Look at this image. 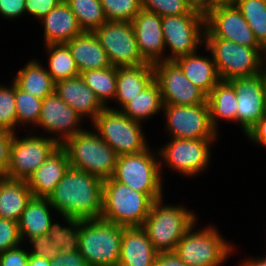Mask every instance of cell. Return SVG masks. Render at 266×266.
<instances>
[{
  "mask_svg": "<svg viewBox=\"0 0 266 266\" xmlns=\"http://www.w3.org/2000/svg\"><path fill=\"white\" fill-rule=\"evenodd\" d=\"M47 199L63 216L78 220L100 219L103 180L70 167Z\"/></svg>",
  "mask_w": 266,
  "mask_h": 266,
  "instance_id": "1",
  "label": "cell"
},
{
  "mask_svg": "<svg viewBox=\"0 0 266 266\" xmlns=\"http://www.w3.org/2000/svg\"><path fill=\"white\" fill-rule=\"evenodd\" d=\"M153 199L146 193L133 190L113 180L103 181V199L100 219L121 227L143 226Z\"/></svg>",
  "mask_w": 266,
  "mask_h": 266,
  "instance_id": "2",
  "label": "cell"
},
{
  "mask_svg": "<svg viewBox=\"0 0 266 266\" xmlns=\"http://www.w3.org/2000/svg\"><path fill=\"white\" fill-rule=\"evenodd\" d=\"M124 227L102 219L79 220V252L89 266H118Z\"/></svg>",
  "mask_w": 266,
  "mask_h": 266,
  "instance_id": "3",
  "label": "cell"
},
{
  "mask_svg": "<svg viewBox=\"0 0 266 266\" xmlns=\"http://www.w3.org/2000/svg\"><path fill=\"white\" fill-rule=\"evenodd\" d=\"M195 217L182 206L162 205L161 198L153 201L142 227L158 253L174 252L177 243L196 223Z\"/></svg>",
  "mask_w": 266,
  "mask_h": 266,
  "instance_id": "4",
  "label": "cell"
},
{
  "mask_svg": "<svg viewBox=\"0 0 266 266\" xmlns=\"http://www.w3.org/2000/svg\"><path fill=\"white\" fill-rule=\"evenodd\" d=\"M61 146L68 154L71 168L85 171L103 181L112 177L118 156L98 133L83 130Z\"/></svg>",
  "mask_w": 266,
  "mask_h": 266,
  "instance_id": "5",
  "label": "cell"
},
{
  "mask_svg": "<svg viewBox=\"0 0 266 266\" xmlns=\"http://www.w3.org/2000/svg\"><path fill=\"white\" fill-rule=\"evenodd\" d=\"M204 39L221 80L251 77L264 72V47H247L221 38Z\"/></svg>",
  "mask_w": 266,
  "mask_h": 266,
  "instance_id": "6",
  "label": "cell"
},
{
  "mask_svg": "<svg viewBox=\"0 0 266 266\" xmlns=\"http://www.w3.org/2000/svg\"><path fill=\"white\" fill-rule=\"evenodd\" d=\"M160 167L161 163H158L147 147L139 153L118 156L111 178L158 200L163 197Z\"/></svg>",
  "mask_w": 266,
  "mask_h": 266,
  "instance_id": "7",
  "label": "cell"
},
{
  "mask_svg": "<svg viewBox=\"0 0 266 266\" xmlns=\"http://www.w3.org/2000/svg\"><path fill=\"white\" fill-rule=\"evenodd\" d=\"M92 124L117 156L139 153L148 146L141 124L120 110L105 107L97 114Z\"/></svg>",
  "mask_w": 266,
  "mask_h": 266,
  "instance_id": "8",
  "label": "cell"
},
{
  "mask_svg": "<svg viewBox=\"0 0 266 266\" xmlns=\"http://www.w3.org/2000/svg\"><path fill=\"white\" fill-rule=\"evenodd\" d=\"M193 227L195 224L184 234L174 251L187 266H218L227 260L233 248L214 227L192 232Z\"/></svg>",
  "mask_w": 266,
  "mask_h": 266,
  "instance_id": "9",
  "label": "cell"
},
{
  "mask_svg": "<svg viewBox=\"0 0 266 266\" xmlns=\"http://www.w3.org/2000/svg\"><path fill=\"white\" fill-rule=\"evenodd\" d=\"M114 67L138 66L146 62L140 55L131 22L106 21L93 31Z\"/></svg>",
  "mask_w": 266,
  "mask_h": 266,
  "instance_id": "10",
  "label": "cell"
},
{
  "mask_svg": "<svg viewBox=\"0 0 266 266\" xmlns=\"http://www.w3.org/2000/svg\"><path fill=\"white\" fill-rule=\"evenodd\" d=\"M204 27L205 16L200 13L163 16L164 44L165 47L169 46L173 53L168 57L164 56L163 61L196 52L199 44H203L205 40L202 39L205 37L201 36L205 35Z\"/></svg>",
  "mask_w": 266,
  "mask_h": 266,
  "instance_id": "11",
  "label": "cell"
},
{
  "mask_svg": "<svg viewBox=\"0 0 266 266\" xmlns=\"http://www.w3.org/2000/svg\"><path fill=\"white\" fill-rule=\"evenodd\" d=\"M59 146L57 137L28 136L18 139L14 135L7 178L27 181Z\"/></svg>",
  "mask_w": 266,
  "mask_h": 266,
  "instance_id": "12",
  "label": "cell"
},
{
  "mask_svg": "<svg viewBox=\"0 0 266 266\" xmlns=\"http://www.w3.org/2000/svg\"><path fill=\"white\" fill-rule=\"evenodd\" d=\"M166 127L172 138L217 139L211 124L208 104L177 106L164 104Z\"/></svg>",
  "mask_w": 266,
  "mask_h": 266,
  "instance_id": "13",
  "label": "cell"
},
{
  "mask_svg": "<svg viewBox=\"0 0 266 266\" xmlns=\"http://www.w3.org/2000/svg\"><path fill=\"white\" fill-rule=\"evenodd\" d=\"M154 79L160 87L163 104L191 106L207 104V95L191 83L173 60L153 64Z\"/></svg>",
  "mask_w": 266,
  "mask_h": 266,
  "instance_id": "14",
  "label": "cell"
},
{
  "mask_svg": "<svg viewBox=\"0 0 266 266\" xmlns=\"http://www.w3.org/2000/svg\"><path fill=\"white\" fill-rule=\"evenodd\" d=\"M205 38H221L247 47H263L236 5L217 6L205 16Z\"/></svg>",
  "mask_w": 266,
  "mask_h": 266,
  "instance_id": "15",
  "label": "cell"
},
{
  "mask_svg": "<svg viewBox=\"0 0 266 266\" xmlns=\"http://www.w3.org/2000/svg\"><path fill=\"white\" fill-rule=\"evenodd\" d=\"M213 141L215 139L173 138L158 154L168 166L182 175H197L210 163L209 149Z\"/></svg>",
  "mask_w": 266,
  "mask_h": 266,
  "instance_id": "16",
  "label": "cell"
},
{
  "mask_svg": "<svg viewBox=\"0 0 266 266\" xmlns=\"http://www.w3.org/2000/svg\"><path fill=\"white\" fill-rule=\"evenodd\" d=\"M237 96V122L246 134L265 114V71L255 76L229 80Z\"/></svg>",
  "mask_w": 266,
  "mask_h": 266,
  "instance_id": "17",
  "label": "cell"
},
{
  "mask_svg": "<svg viewBox=\"0 0 266 266\" xmlns=\"http://www.w3.org/2000/svg\"><path fill=\"white\" fill-rule=\"evenodd\" d=\"M81 119L82 117L54 92L43 99L37 126L50 133L60 132L57 142L62 145L67 139L83 131L77 126Z\"/></svg>",
  "mask_w": 266,
  "mask_h": 266,
  "instance_id": "18",
  "label": "cell"
},
{
  "mask_svg": "<svg viewBox=\"0 0 266 266\" xmlns=\"http://www.w3.org/2000/svg\"><path fill=\"white\" fill-rule=\"evenodd\" d=\"M140 55L146 63L162 62L165 50L162 17L144 9L131 21Z\"/></svg>",
  "mask_w": 266,
  "mask_h": 266,
  "instance_id": "19",
  "label": "cell"
},
{
  "mask_svg": "<svg viewBox=\"0 0 266 266\" xmlns=\"http://www.w3.org/2000/svg\"><path fill=\"white\" fill-rule=\"evenodd\" d=\"M69 168L68 154L60 145L26 181L33 197L48 198Z\"/></svg>",
  "mask_w": 266,
  "mask_h": 266,
  "instance_id": "20",
  "label": "cell"
},
{
  "mask_svg": "<svg viewBox=\"0 0 266 266\" xmlns=\"http://www.w3.org/2000/svg\"><path fill=\"white\" fill-rule=\"evenodd\" d=\"M55 92L80 117L89 116L92 122L97 114L105 108L80 75L57 81Z\"/></svg>",
  "mask_w": 266,
  "mask_h": 266,
  "instance_id": "21",
  "label": "cell"
},
{
  "mask_svg": "<svg viewBox=\"0 0 266 266\" xmlns=\"http://www.w3.org/2000/svg\"><path fill=\"white\" fill-rule=\"evenodd\" d=\"M157 254L142 226L124 227L118 266H154Z\"/></svg>",
  "mask_w": 266,
  "mask_h": 266,
  "instance_id": "22",
  "label": "cell"
},
{
  "mask_svg": "<svg viewBox=\"0 0 266 266\" xmlns=\"http://www.w3.org/2000/svg\"><path fill=\"white\" fill-rule=\"evenodd\" d=\"M44 23L46 45L67 43L83 33L70 6L62 0L47 15L41 18Z\"/></svg>",
  "mask_w": 266,
  "mask_h": 266,
  "instance_id": "23",
  "label": "cell"
},
{
  "mask_svg": "<svg viewBox=\"0 0 266 266\" xmlns=\"http://www.w3.org/2000/svg\"><path fill=\"white\" fill-rule=\"evenodd\" d=\"M79 73L111 66L106 51L93 32H83L66 43Z\"/></svg>",
  "mask_w": 266,
  "mask_h": 266,
  "instance_id": "24",
  "label": "cell"
},
{
  "mask_svg": "<svg viewBox=\"0 0 266 266\" xmlns=\"http://www.w3.org/2000/svg\"><path fill=\"white\" fill-rule=\"evenodd\" d=\"M186 78L208 95L221 80L212 59L198 56L196 52L182 55L173 60Z\"/></svg>",
  "mask_w": 266,
  "mask_h": 266,
  "instance_id": "25",
  "label": "cell"
},
{
  "mask_svg": "<svg viewBox=\"0 0 266 266\" xmlns=\"http://www.w3.org/2000/svg\"><path fill=\"white\" fill-rule=\"evenodd\" d=\"M153 80V64L145 63L138 66L117 67L115 100L123 107Z\"/></svg>",
  "mask_w": 266,
  "mask_h": 266,
  "instance_id": "26",
  "label": "cell"
},
{
  "mask_svg": "<svg viewBox=\"0 0 266 266\" xmlns=\"http://www.w3.org/2000/svg\"><path fill=\"white\" fill-rule=\"evenodd\" d=\"M33 194L26 181L0 179V218L17 221Z\"/></svg>",
  "mask_w": 266,
  "mask_h": 266,
  "instance_id": "27",
  "label": "cell"
},
{
  "mask_svg": "<svg viewBox=\"0 0 266 266\" xmlns=\"http://www.w3.org/2000/svg\"><path fill=\"white\" fill-rule=\"evenodd\" d=\"M48 208H52L47 198L32 197L18 220V229L21 240L29 237L48 233L51 226V214Z\"/></svg>",
  "mask_w": 266,
  "mask_h": 266,
  "instance_id": "28",
  "label": "cell"
},
{
  "mask_svg": "<svg viewBox=\"0 0 266 266\" xmlns=\"http://www.w3.org/2000/svg\"><path fill=\"white\" fill-rule=\"evenodd\" d=\"M210 121L217 131L218 118L237 122V96L229 81L220 80L207 95Z\"/></svg>",
  "mask_w": 266,
  "mask_h": 266,
  "instance_id": "29",
  "label": "cell"
},
{
  "mask_svg": "<svg viewBox=\"0 0 266 266\" xmlns=\"http://www.w3.org/2000/svg\"><path fill=\"white\" fill-rule=\"evenodd\" d=\"M39 64L35 60L27 63L24 66L25 68H21L18 71L13 81L22 91L34 97L44 99L55 92V82L47 72V69Z\"/></svg>",
  "mask_w": 266,
  "mask_h": 266,
  "instance_id": "30",
  "label": "cell"
},
{
  "mask_svg": "<svg viewBox=\"0 0 266 266\" xmlns=\"http://www.w3.org/2000/svg\"><path fill=\"white\" fill-rule=\"evenodd\" d=\"M162 94L160 87L154 79L137 96L131 98L120 110L132 120L140 122L145 118L156 115L163 108Z\"/></svg>",
  "mask_w": 266,
  "mask_h": 266,
  "instance_id": "31",
  "label": "cell"
},
{
  "mask_svg": "<svg viewBox=\"0 0 266 266\" xmlns=\"http://www.w3.org/2000/svg\"><path fill=\"white\" fill-rule=\"evenodd\" d=\"M86 85L95 93L100 103L107 107V99L116 95L117 67L88 70L80 73Z\"/></svg>",
  "mask_w": 266,
  "mask_h": 266,
  "instance_id": "32",
  "label": "cell"
},
{
  "mask_svg": "<svg viewBox=\"0 0 266 266\" xmlns=\"http://www.w3.org/2000/svg\"><path fill=\"white\" fill-rule=\"evenodd\" d=\"M49 53V70L52 80L57 81L80 75L72 53L66 43L46 45Z\"/></svg>",
  "mask_w": 266,
  "mask_h": 266,
  "instance_id": "33",
  "label": "cell"
},
{
  "mask_svg": "<svg viewBox=\"0 0 266 266\" xmlns=\"http://www.w3.org/2000/svg\"><path fill=\"white\" fill-rule=\"evenodd\" d=\"M83 32H93L107 20L100 0H65Z\"/></svg>",
  "mask_w": 266,
  "mask_h": 266,
  "instance_id": "34",
  "label": "cell"
},
{
  "mask_svg": "<svg viewBox=\"0 0 266 266\" xmlns=\"http://www.w3.org/2000/svg\"><path fill=\"white\" fill-rule=\"evenodd\" d=\"M236 7L241 11L258 42L266 45V0H237Z\"/></svg>",
  "mask_w": 266,
  "mask_h": 266,
  "instance_id": "35",
  "label": "cell"
},
{
  "mask_svg": "<svg viewBox=\"0 0 266 266\" xmlns=\"http://www.w3.org/2000/svg\"><path fill=\"white\" fill-rule=\"evenodd\" d=\"M70 227H62L60 224L52 223L48 230L50 240L60 245V251L71 254L79 250V220L63 216Z\"/></svg>",
  "mask_w": 266,
  "mask_h": 266,
  "instance_id": "36",
  "label": "cell"
},
{
  "mask_svg": "<svg viewBox=\"0 0 266 266\" xmlns=\"http://www.w3.org/2000/svg\"><path fill=\"white\" fill-rule=\"evenodd\" d=\"M43 99L37 98L19 89L15 84V107L17 122L37 125Z\"/></svg>",
  "mask_w": 266,
  "mask_h": 266,
  "instance_id": "37",
  "label": "cell"
},
{
  "mask_svg": "<svg viewBox=\"0 0 266 266\" xmlns=\"http://www.w3.org/2000/svg\"><path fill=\"white\" fill-rule=\"evenodd\" d=\"M108 21L131 22L142 9L141 0H100Z\"/></svg>",
  "mask_w": 266,
  "mask_h": 266,
  "instance_id": "38",
  "label": "cell"
},
{
  "mask_svg": "<svg viewBox=\"0 0 266 266\" xmlns=\"http://www.w3.org/2000/svg\"><path fill=\"white\" fill-rule=\"evenodd\" d=\"M18 124L15 107V82L11 87L0 85V129L15 133Z\"/></svg>",
  "mask_w": 266,
  "mask_h": 266,
  "instance_id": "39",
  "label": "cell"
},
{
  "mask_svg": "<svg viewBox=\"0 0 266 266\" xmlns=\"http://www.w3.org/2000/svg\"><path fill=\"white\" fill-rule=\"evenodd\" d=\"M142 9L154 12L161 17L169 15H182L198 13L193 11L186 0H141Z\"/></svg>",
  "mask_w": 266,
  "mask_h": 266,
  "instance_id": "40",
  "label": "cell"
},
{
  "mask_svg": "<svg viewBox=\"0 0 266 266\" xmlns=\"http://www.w3.org/2000/svg\"><path fill=\"white\" fill-rule=\"evenodd\" d=\"M21 242L18 222L0 218V254L20 246Z\"/></svg>",
  "mask_w": 266,
  "mask_h": 266,
  "instance_id": "41",
  "label": "cell"
},
{
  "mask_svg": "<svg viewBox=\"0 0 266 266\" xmlns=\"http://www.w3.org/2000/svg\"><path fill=\"white\" fill-rule=\"evenodd\" d=\"M33 250L29 255L42 256L49 260L54 259L60 253V245L50 240L48 234L40 235L29 240Z\"/></svg>",
  "mask_w": 266,
  "mask_h": 266,
  "instance_id": "42",
  "label": "cell"
},
{
  "mask_svg": "<svg viewBox=\"0 0 266 266\" xmlns=\"http://www.w3.org/2000/svg\"><path fill=\"white\" fill-rule=\"evenodd\" d=\"M15 133L0 129V176L7 177L10 150Z\"/></svg>",
  "mask_w": 266,
  "mask_h": 266,
  "instance_id": "43",
  "label": "cell"
},
{
  "mask_svg": "<svg viewBox=\"0 0 266 266\" xmlns=\"http://www.w3.org/2000/svg\"><path fill=\"white\" fill-rule=\"evenodd\" d=\"M28 258L29 252L18 246L0 254V266H27Z\"/></svg>",
  "mask_w": 266,
  "mask_h": 266,
  "instance_id": "44",
  "label": "cell"
},
{
  "mask_svg": "<svg viewBox=\"0 0 266 266\" xmlns=\"http://www.w3.org/2000/svg\"><path fill=\"white\" fill-rule=\"evenodd\" d=\"M61 1L62 0H25V13L27 11L40 20Z\"/></svg>",
  "mask_w": 266,
  "mask_h": 266,
  "instance_id": "45",
  "label": "cell"
},
{
  "mask_svg": "<svg viewBox=\"0 0 266 266\" xmlns=\"http://www.w3.org/2000/svg\"><path fill=\"white\" fill-rule=\"evenodd\" d=\"M50 266H89L79 251L66 254L62 251L50 260Z\"/></svg>",
  "mask_w": 266,
  "mask_h": 266,
  "instance_id": "46",
  "label": "cell"
},
{
  "mask_svg": "<svg viewBox=\"0 0 266 266\" xmlns=\"http://www.w3.org/2000/svg\"><path fill=\"white\" fill-rule=\"evenodd\" d=\"M25 12V0H0V14L6 19L18 18Z\"/></svg>",
  "mask_w": 266,
  "mask_h": 266,
  "instance_id": "47",
  "label": "cell"
},
{
  "mask_svg": "<svg viewBox=\"0 0 266 266\" xmlns=\"http://www.w3.org/2000/svg\"><path fill=\"white\" fill-rule=\"evenodd\" d=\"M254 143L266 147V114L246 133Z\"/></svg>",
  "mask_w": 266,
  "mask_h": 266,
  "instance_id": "48",
  "label": "cell"
},
{
  "mask_svg": "<svg viewBox=\"0 0 266 266\" xmlns=\"http://www.w3.org/2000/svg\"><path fill=\"white\" fill-rule=\"evenodd\" d=\"M154 266H187L175 252L158 253Z\"/></svg>",
  "mask_w": 266,
  "mask_h": 266,
  "instance_id": "49",
  "label": "cell"
},
{
  "mask_svg": "<svg viewBox=\"0 0 266 266\" xmlns=\"http://www.w3.org/2000/svg\"><path fill=\"white\" fill-rule=\"evenodd\" d=\"M188 6L195 12L206 16L211 12V0H186Z\"/></svg>",
  "mask_w": 266,
  "mask_h": 266,
  "instance_id": "50",
  "label": "cell"
},
{
  "mask_svg": "<svg viewBox=\"0 0 266 266\" xmlns=\"http://www.w3.org/2000/svg\"><path fill=\"white\" fill-rule=\"evenodd\" d=\"M27 266H50V260L42 256L29 255Z\"/></svg>",
  "mask_w": 266,
  "mask_h": 266,
  "instance_id": "51",
  "label": "cell"
},
{
  "mask_svg": "<svg viewBox=\"0 0 266 266\" xmlns=\"http://www.w3.org/2000/svg\"><path fill=\"white\" fill-rule=\"evenodd\" d=\"M237 0H211V11L217 6L235 5Z\"/></svg>",
  "mask_w": 266,
  "mask_h": 266,
  "instance_id": "52",
  "label": "cell"
},
{
  "mask_svg": "<svg viewBox=\"0 0 266 266\" xmlns=\"http://www.w3.org/2000/svg\"><path fill=\"white\" fill-rule=\"evenodd\" d=\"M244 263L247 265V266H266V257L265 258H261V259H249V260H246L244 261Z\"/></svg>",
  "mask_w": 266,
  "mask_h": 266,
  "instance_id": "53",
  "label": "cell"
},
{
  "mask_svg": "<svg viewBox=\"0 0 266 266\" xmlns=\"http://www.w3.org/2000/svg\"><path fill=\"white\" fill-rule=\"evenodd\" d=\"M265 101H266V72H265Z\"/></svg>",
  "mask_w": 266,
  "mask_h": 266,
  "instance_id": "54",
  "label": "cell"
},
{
  "mask_svg": "<svg viewBox=\"0 0 266 266\" xmlns=\"http://www.w3.org/2000/svg\"><path fill=\"white\" fill-rule=\"evenodd\" d=\"M240 266H247L245 263H241Z\"/></svg>",
  "mask_w": 266,
  "mask_h": 266,
  "instance_id": "55",
  "label": "cell"
}]
</instances>
